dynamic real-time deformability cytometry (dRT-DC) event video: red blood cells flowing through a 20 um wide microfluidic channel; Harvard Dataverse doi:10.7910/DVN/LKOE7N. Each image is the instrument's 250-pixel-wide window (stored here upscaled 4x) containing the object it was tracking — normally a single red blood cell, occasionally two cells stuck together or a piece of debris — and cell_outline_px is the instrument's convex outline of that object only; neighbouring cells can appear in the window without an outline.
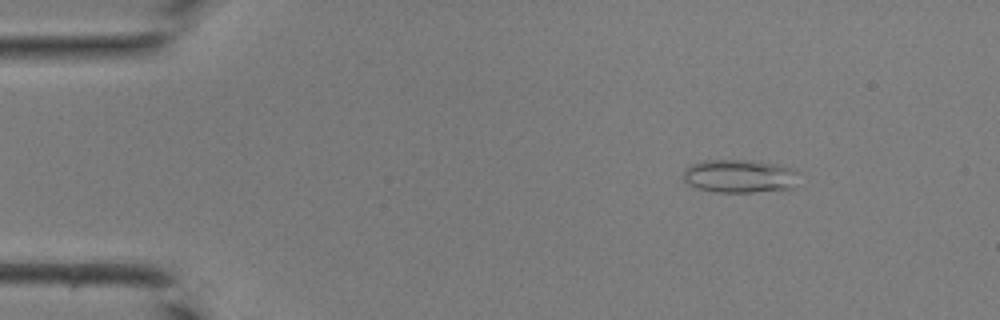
{"species": "common noctule bat (a hibernating species)", "species_latin": "Nyctalus noctula", "temperature_condition": "room temperature", "stored_images_in_passage": 42, "camera_frame_rate_fps": 3000, "um_per_image_px": 0.085, "animal": {"sex": "male", "body_mass_g": 19.0, "forearm_length_mm": 50.8}, "frame": {"image": 1, "passage_image": 6, "time_ms": 1.667, "image_size_px": [1000, 320], "cell_outline_px": [[796, 172], [792, 188], [752, 192], [716, 192], [696, 188], [688, 184], [684, 180], [684, 168], [692, 164], [704, 160], [752, 160], [776, 164], [796, 168]], "centroid_in_image_um": [62.81, 14.96], "position_along_channel_um": 22.2, "area_um2": 22.31}}
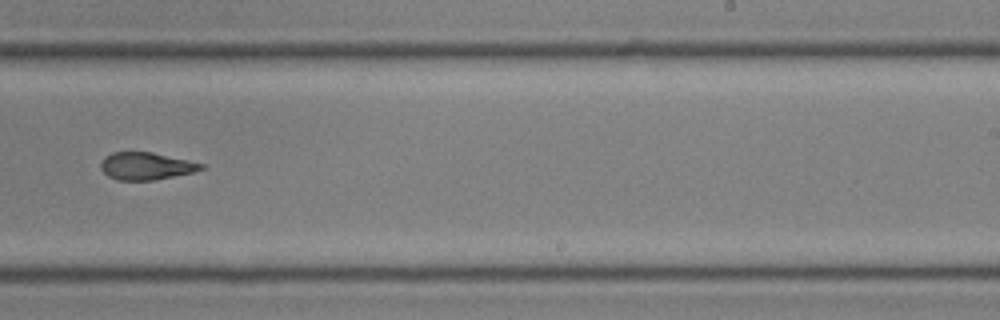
{"frame": {"image": 2, "passage_image": 27, "time_ms": 8.667, "image_size_px": [1000, 320], "cell_outline_px": [[204, 168], [192, 172], [152, 180], [116, 180], [108, 176], [100, 168], [100, 164], [104, 156], [112, 152], [152, 152], [188, 160], [204, 164]], "centroid_in_image_um": [12.37, 14.1], "position_along_channel_um": 276.6, "area_um2": 15.9}}
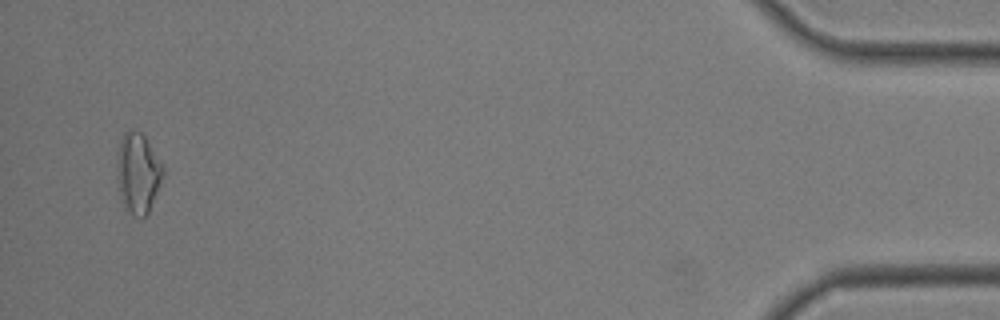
{"frame": {"image": 3, "passage_image": 41, "time_ms": 13.333, "image_size_px": [1000, 320], "cell_outline_px": [[164, 176], [148, 212], [144, 216], [132, 216], [124, 204], [120, 196], [116, 168], [116, 160], [120, 140], [124, 132], [132, 128], [140, 132], [144, 136], [164, 168]], "centroid_in_image_um": [11.71, 14.68], "position_along_channel_um": 423.5, "area_um2": 21.39}}